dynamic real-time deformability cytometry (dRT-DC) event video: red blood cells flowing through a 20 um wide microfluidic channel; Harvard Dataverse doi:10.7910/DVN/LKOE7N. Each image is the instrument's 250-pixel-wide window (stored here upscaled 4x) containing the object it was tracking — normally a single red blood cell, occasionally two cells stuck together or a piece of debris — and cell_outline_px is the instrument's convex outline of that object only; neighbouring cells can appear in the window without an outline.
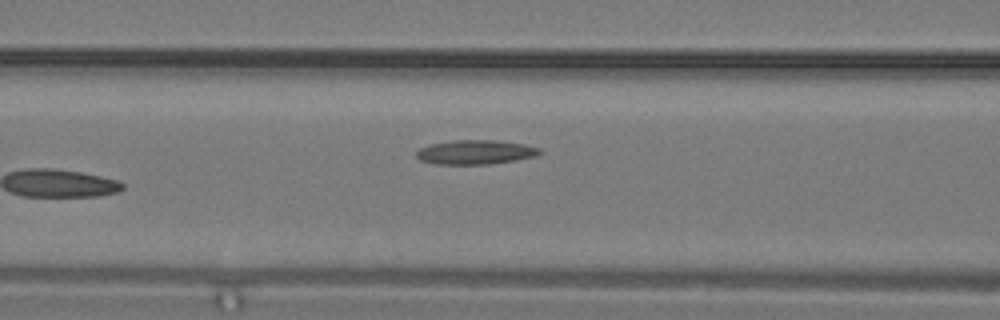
{"species": "common noctule bat (a hibernating species)", "species_latin": "Nyctalus noctula", "temperature_condition": "warm", "stored_images_in_passage": 11, "camera_frame_rate_fps": 3000, "um_per_image_px": 0.085, "animal": {"sex": "male", "body_mass_g": 19.2, "forearm_length_mm": 51.8}, "frame": {"image": 1, "passage_image": 11, "time_ms": 3.333, "image_size_px": [1000, 320], "cell_outline_px": [[544, 152], [536, 156], [516, 160], [488, 164], [432, 164], [420, 160], [416, 156], [416, 152], [420, 148], [432, 144], [456, 140], [492, 140], [524, 144], [540, 148]], "centroid_in_image_um": [40.43, 12.94], "position_along_channel_um": 126.2, "area_um2": 17.4}}